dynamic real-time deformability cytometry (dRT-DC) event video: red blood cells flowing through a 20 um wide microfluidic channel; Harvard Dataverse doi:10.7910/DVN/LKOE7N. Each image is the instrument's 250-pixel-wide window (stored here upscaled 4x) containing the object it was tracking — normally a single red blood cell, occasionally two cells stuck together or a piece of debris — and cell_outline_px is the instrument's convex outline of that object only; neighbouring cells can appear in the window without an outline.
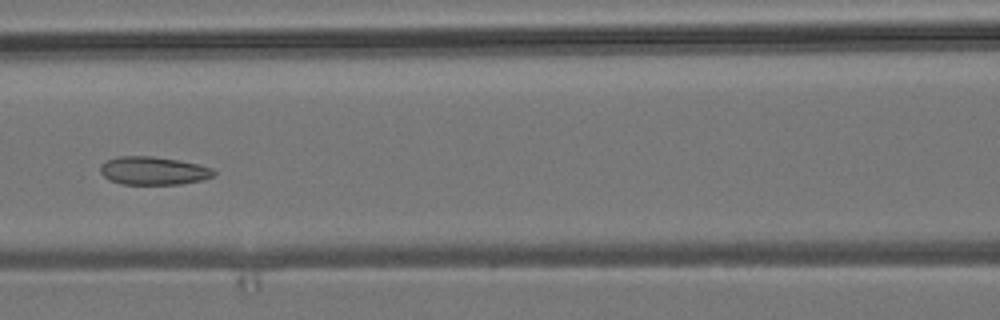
{"species": "common noctule bat (a hibernating species)", "species_latin": "Nyctalus noctula", "temperature_condition": "room temperature", "stored_images_in_passage": 6, "camera_frame_rate_fps": 3000, "um_per_image_px": 0.085, "animal": {"sex": "male", "body_mass_g": 19.2, "forearm_length_mm": 51.8}, "frame": {"image": 1, "passage_image": 6, "time_ms": 5.667, "image_size_px": [1000, 320], "cell_outline_px": [[216, 172], [212, 176], [200, 180], [180, 184], [120, 184], [108, 180], [100, 172], [100, 164], [116, 156], [152, 156], [180, 160], [212, 168]], "centroid_in_image_um": [12.99, 14.51], "position_along_channel_um": 153.6, "area_um2": 18.61}}